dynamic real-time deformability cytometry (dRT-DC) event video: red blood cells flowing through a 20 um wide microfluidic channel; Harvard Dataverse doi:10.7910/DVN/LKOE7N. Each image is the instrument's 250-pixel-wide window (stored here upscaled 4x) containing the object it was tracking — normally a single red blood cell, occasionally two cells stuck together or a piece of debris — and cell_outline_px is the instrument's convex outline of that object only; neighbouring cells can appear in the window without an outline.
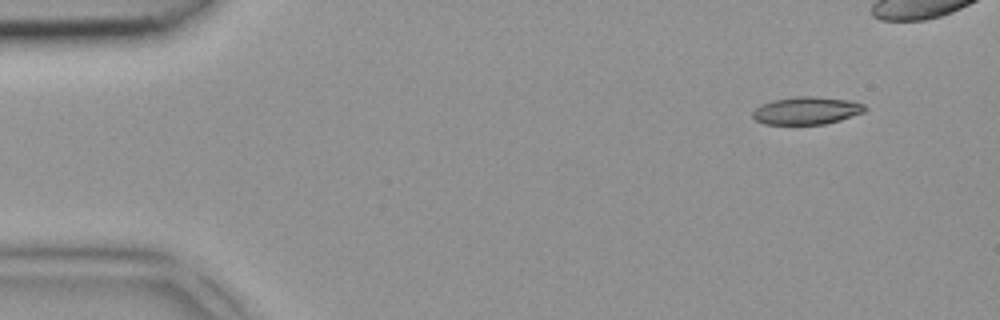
{"species": "common noctule bat (a hibernating species)", "species_latin": "Nyctalus noctula", "temperature_condition": "room temperature", "stored_images_in_passage": 6, "camera_frame_rate_fps": 3000, "um_per_image_px": 0.085, "animal": {"sex": "female", "body_mass_g": 18.4}, "frame": {"image": 1, "passage_image": 1, "time_ms": 0.0, "image_size_px": [1000, 320], "cell_outline_px": [[868, 108], [864, 112], [840, 120], [824, 124], [764, 124], [756, 120], [752, 116], [752, 112], [760, 104], [772, 100], [796, 96], [816, 96], [852, 100], [864, 104]], "centroid_in_image_um": [68.57, 9.39], "position_along_channel_um": 16.4, "area_um2": 18.26}}